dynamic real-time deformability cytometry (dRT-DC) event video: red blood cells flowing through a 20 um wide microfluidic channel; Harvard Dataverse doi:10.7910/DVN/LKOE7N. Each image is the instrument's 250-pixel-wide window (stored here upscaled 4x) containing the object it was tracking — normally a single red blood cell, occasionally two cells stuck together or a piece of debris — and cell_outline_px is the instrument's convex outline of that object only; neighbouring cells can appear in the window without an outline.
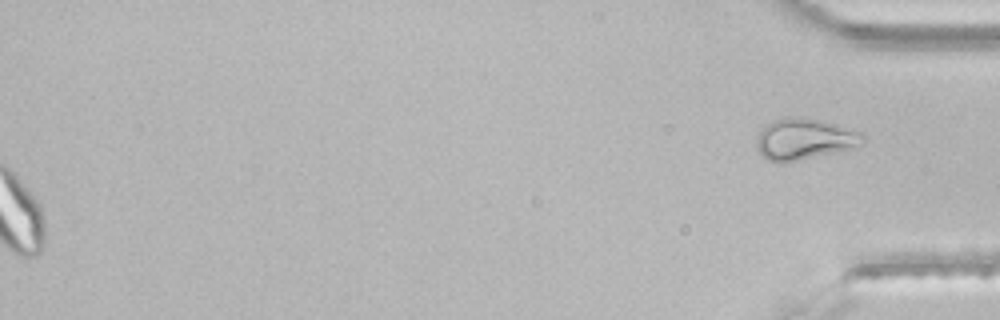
{"species": "common noctule bat (a hibernating species)", "species_latin": "Nyctalus noctula", "temperature_condition": "room temperature", "stored_images_in_passage": 45, "segment_of_instrument_passage": [2, 2], "camera_frame_rate_fps": 3000, "um_per_image_px": 0.085, "animal": {"sex": "male", "body_mass_g": 21.5, "forearm_length_mm": 52.0}, "frame": {"image": 1, "passage_image": 45, "time_ms": 14.667, "image_size_px": [1000, 320], "cell_outline_px": [[864, 144], [856, 148], [784, 164], [780, 164], [768, 160], [756, 148], [756, 136], [772, 120], [784, 116], [800, 116], [820, 120], [852, 128], [864, 132]], "centroid_in_image_um": [68.41, 11.83], "position_along_channel_um": 366.8, "area_um2": 26.3}}